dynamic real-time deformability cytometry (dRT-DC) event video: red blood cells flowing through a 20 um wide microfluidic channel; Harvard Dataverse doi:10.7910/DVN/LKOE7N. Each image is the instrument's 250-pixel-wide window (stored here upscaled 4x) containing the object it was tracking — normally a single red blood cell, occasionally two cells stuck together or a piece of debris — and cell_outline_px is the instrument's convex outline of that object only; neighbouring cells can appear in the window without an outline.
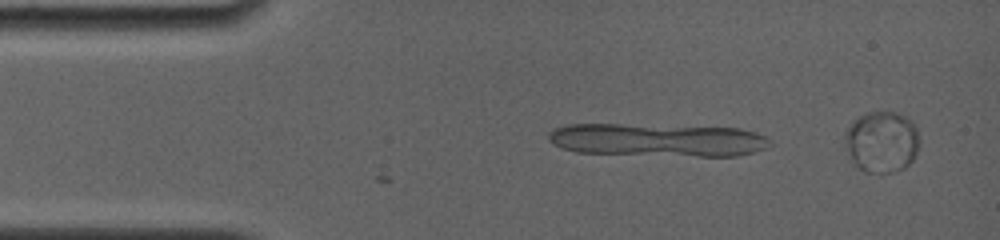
{"species": "common noctule bat (a hibernating species)", "species_latin": "Nyctalus noctula", "temperature_condition": "room temperature", "stored_images_in_passage": 6, "camera_frame_rate_fps": 4000, "um_per_image_px": 0.085, "animal": {"sex": "female", "body_mass_g": 19.0, "forearm_length_mm": 56.7}, "frame": {"image": 1, "passage_image": 1, "time_ms": 0.0, "image_size_px": [1000, 240], "cell_outline_px": [[916, 148], [908, 164], [904, 168], [896, 172], [864, 172], [856, 164], [848, 148], [848, 128], [856, 120], [864, 116], [876, 112], [888, 112], [900, 116], [916, 132]], "centroid_in_image_um": [74.93, 12.12], "position_along_channel_um": 10.1, "area_um2": 24.33}}